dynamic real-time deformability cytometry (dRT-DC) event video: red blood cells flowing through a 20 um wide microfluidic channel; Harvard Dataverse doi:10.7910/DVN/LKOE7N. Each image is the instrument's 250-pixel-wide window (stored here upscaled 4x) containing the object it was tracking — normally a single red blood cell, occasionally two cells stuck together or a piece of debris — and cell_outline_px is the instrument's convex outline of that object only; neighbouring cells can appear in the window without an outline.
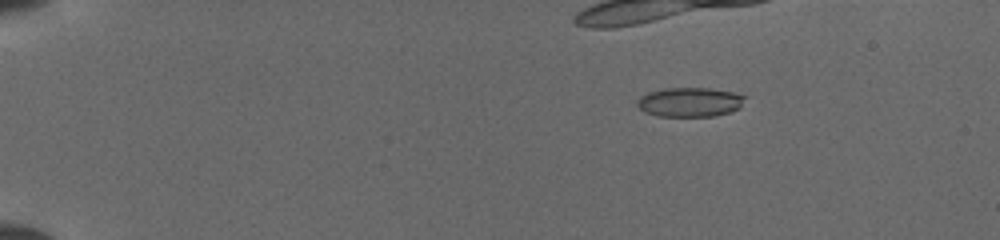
{"species": "common noctule bat (a hibernating species)", "species_latin": "Nyctalus noctula", "temperature_condition": "cold", "stored_images_in_passage": 35, "camera_frame_rate_fps": 3000, "um_per_image_px": 0.085, "animal": {"sex": "female", "body_mass_g": 19.5, "forearm_length_mm": 54.1}, "frame": {"image": 1, "passage_image": 1, "time_ms": 0.0, "image_size_px": [1000, 240], "cell_outline_px": [[744, 96], [740, 108], [728, 112], [712, 116], [656, 116], [644, 112], [636, 104], [636, 100], [640, 96], [648, 92], [664, 88], [708, 88], [732, 92]], "centroid_in_image_um": [58.56, 8.68], "position_along_channel_um": 26.4, "area_um2": 18.32}}